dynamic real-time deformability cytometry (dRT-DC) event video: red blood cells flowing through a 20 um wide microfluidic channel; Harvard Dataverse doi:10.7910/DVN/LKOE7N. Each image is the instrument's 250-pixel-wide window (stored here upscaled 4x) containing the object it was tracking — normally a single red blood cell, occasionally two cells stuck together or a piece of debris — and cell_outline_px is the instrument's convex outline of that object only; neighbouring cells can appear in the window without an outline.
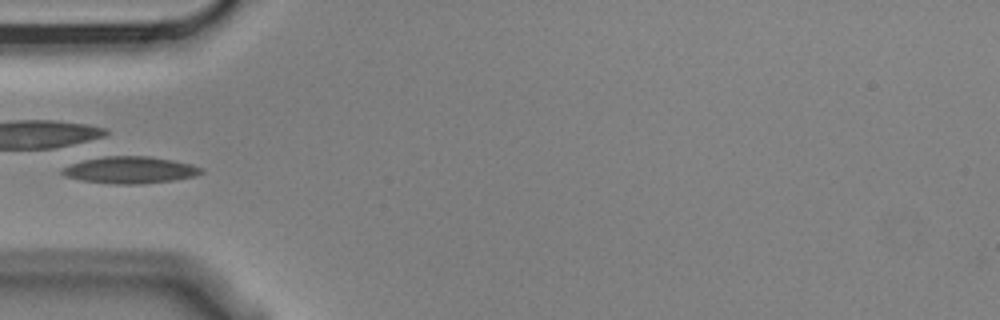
{"species": "Egyptian fruit bat (a non-hibernating species)", "species_latin": "Rousettus aegyptiacus", "temperature_condition": "cold", "stored_images_in_passage": 5, "camera_frame_rate_fps": 3000, "um_per_image_px": 0.085, "animal": {"sex": "male"}, "frame": {"image": 1, "passage_image": 5, "time_ms": 1.333, "image_size_px": [1000, 320], "cell_outline_px": [[204, 172], [196, 176], [172, 180], [140, 184], [112, 184], [80, 180], [64, 176], [60, 172], [64, 168], [72, 164], [84, 160], [104, 156], [148, 156], [172, 160], [192, 164], [204, 168]], "centroid_in_image_um": [11.09, 14.45], "position_along_channel_um": 73.9, "area_um2": 21.73}}